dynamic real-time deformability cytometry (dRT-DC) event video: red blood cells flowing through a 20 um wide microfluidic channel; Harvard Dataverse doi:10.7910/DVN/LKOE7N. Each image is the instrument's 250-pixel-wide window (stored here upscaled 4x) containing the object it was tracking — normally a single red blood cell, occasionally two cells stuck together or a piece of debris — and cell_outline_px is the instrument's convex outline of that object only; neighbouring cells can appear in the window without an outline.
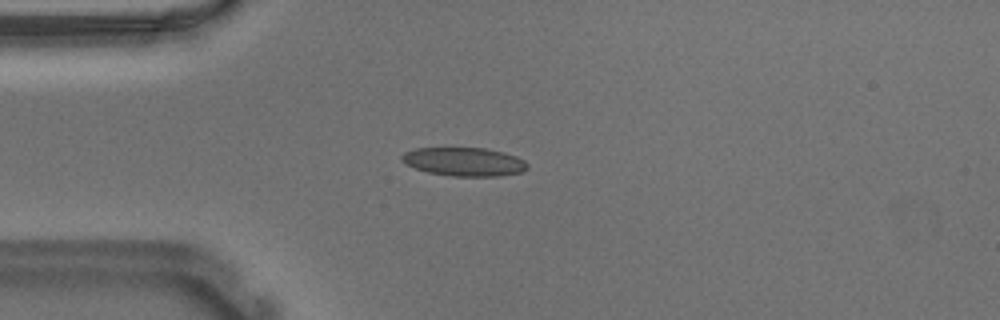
{"species": "Egyptian fruit bat (a non-hibernating species)", "species_latin": "Rousettus aegyptiacus", "temperature_condition": "warm", "stored_images_in_passage": 41, "camera_frame_rate_fps": 3000, "um_per_image_px": 0.085, "animal": {"sex": "male"}, "frame": {"image": 1, "passage_image": 1, "time_ms": 0.0, "image_size_px": [1000, 320], "cell_outline_px": [[528, 168], [524, 172], [500, 176], [452, 176], [428, 172], [404, 164], [400, 160], [400, 156], [404, 152], [416, 148], [484, 148], [516, 156], [524, 160], [528, 164]], "centroid_in_image_um": [39.44, 13.75], "position_along_channel_um": 45.6, "area_um2": 20.98}}
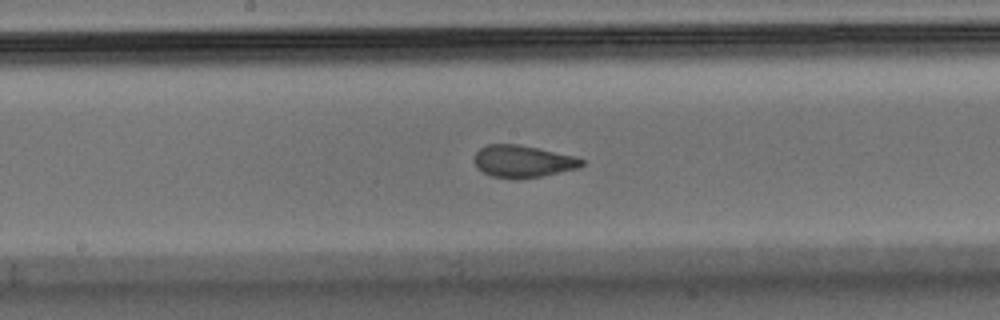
{"frame": {"image": 2, "passage_image": 15, "time_ms": 4.667, "image_size_px": [1000, 320], "cell_outline_px": [[584, 164], [580, 168], [540, 176], [516, 180], [512, 180], [492, 176], [476, 168], [472, 160], [476, 152], [480, 148], [488, 144], [516, 144], [576, 156], [584, 160]], "centroid_in_image_um": [44.41, 13.73], "position_along_channel_um": 203.8, "area_um2": 20.35}}
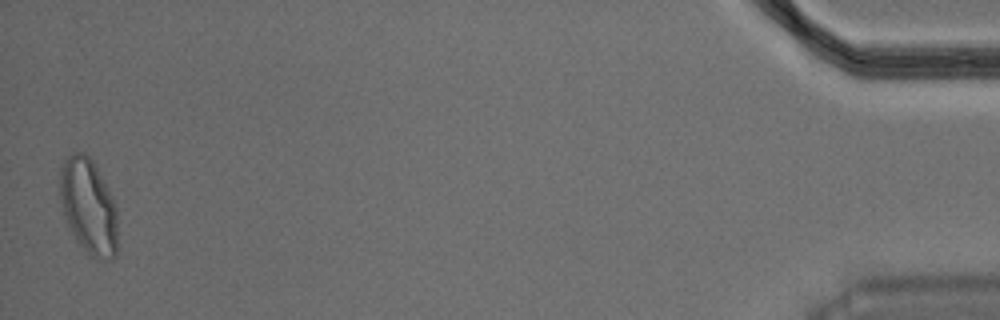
{"frame": {"image": 3, "passage_image": 41, "time_ms": 13.333, "image_size_px": [1000, 320], "cell_outline_px": [[116, 256], [112, 260], [96, 260], [80, 244], [72, 232], [68, 224], [60, 200], [60, 168], [64, 160], [72, 152], [84, 152], [92, 160], [112, 196], [116, 208]], "centroid_in_image_um": [7.52, 17.53], "position_along_channel_um": 427.7, "area_um2": 31.73}, "authors_computed_cell_mechanics": {"area_um2": 20.9814, "velocity_mm_per_s": 3.6711, "shape_relaxation_time_tau1_ms": 10.0719, "shape_relaxation_time_tau2_ms": 0.7974, "deformation_change_tau1": 0.2437, "deformation_change_tau2": 0.0549}}